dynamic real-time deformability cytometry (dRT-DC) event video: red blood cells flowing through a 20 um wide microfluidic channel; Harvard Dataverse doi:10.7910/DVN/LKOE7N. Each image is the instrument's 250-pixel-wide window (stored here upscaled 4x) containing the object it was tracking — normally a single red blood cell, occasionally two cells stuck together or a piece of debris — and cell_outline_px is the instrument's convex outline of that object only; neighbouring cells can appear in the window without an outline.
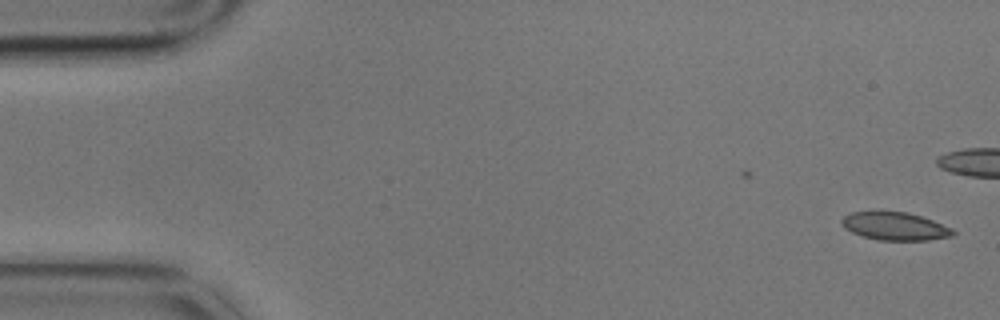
{"species": "common noctule bat (a hibernating species)", "species_latin": "Nyctalus noctula", "temperature_condition": "cold", "stored_images_in_passage": 2, "camera_frame_rate_fps": 3000, "um_per_image_px": 0.085, "animal": {"sex": "male", "body_mass_g": 17.9}, "frame": {"image": 1, "passage_image": 2, "time_ms": 0.333, "image_size_px": [1000, 320], "cell_outline_px": [[956, 232], [952, 236], [928, 240], [880, 240], [864, 236], [852, 232], [844, 228], [840, 224], [840, 220], [844, 216], [852, 212], [880, 208], [904, 212], [920, 216], [932, 220], [952, 228]], "centroid_in_image_um": [76.01, 19.18], "position_along_channel_um": 9.0, "area_um2": 18.67}}